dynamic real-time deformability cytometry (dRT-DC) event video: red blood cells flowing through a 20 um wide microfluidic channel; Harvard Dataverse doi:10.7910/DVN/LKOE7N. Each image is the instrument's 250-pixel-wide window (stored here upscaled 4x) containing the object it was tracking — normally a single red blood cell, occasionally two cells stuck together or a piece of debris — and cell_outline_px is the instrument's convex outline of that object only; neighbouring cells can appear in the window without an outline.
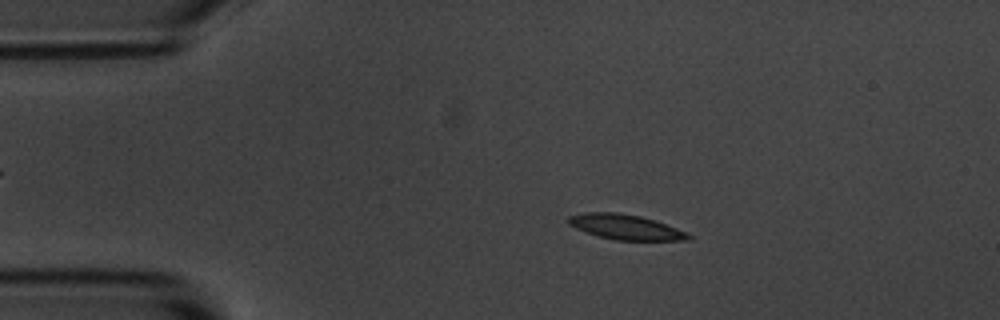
{"species": "common noctule bat (a hibernating species)", "species_latin": "Nyctalus noctula", "temperature_condition": "room temperature", "stored_images_in_passage": 55, "camera_frame_rate_fps": 3000, "um_per_image_px": 0.085, "animal": {"sex": "male", "body_mass_g": 20.1, "forearm_length_mm": 53.5}, "frame": {"image": 1, "passage_image": 10, "time_ms": 3.0, "image_size_px": [1000, 320], "cell_outline_px": [[692, 236], [688, 240], [616, 240], [600, 236], [576, 228], [568, 224], [568, 216], [584, 212], [616, 212], [640, 216], [676, 228]], "centroid_in_image_um": [53.12, 19.29], "position_along_channel_um": 31.9, "area_um2": 17.11}}
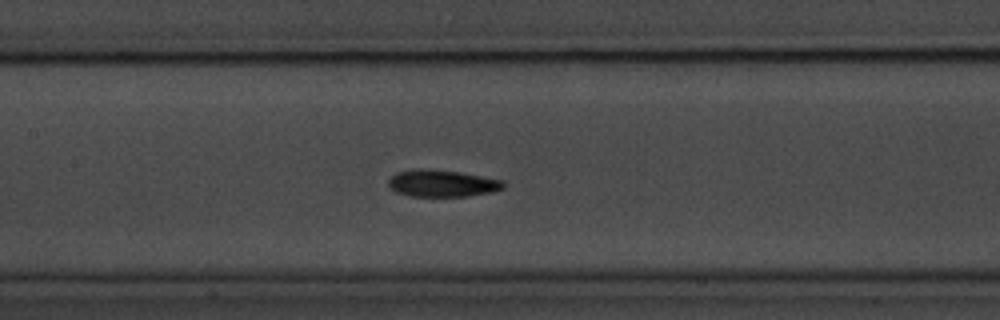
{"frame": {"image": 2, "passage_image": 25, "time_ms": 8.0, "image_size_px": [1000, 320], "cell_outline_px": [[504, 188], [492, 192], [468, 196], [408, 196], [396, 192], [388, 188], [388, 180], [396, 172], [416, 168], [424, 168], [460, 172], [504, 180]], "centroid_in_image_um": [37.55, 15.58], "position_along_channel_um": 169.9, "area_um2": 18.26}}
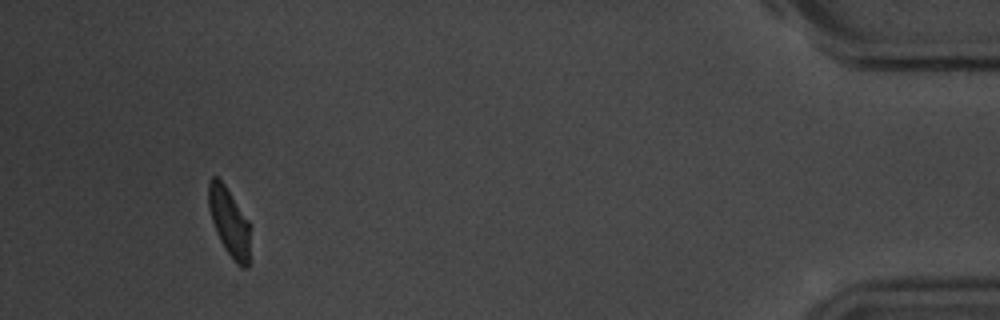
{"frame": {"image": 3, "passage_image": 51, "time_ms": 16.667, "image_size_px": [1000, 320], "cell_outline_px": [[248, 268], [244, 268], [236, 264], [232, 260], [224, 248], [216, 232], [208, 208], [208, 180], [212, 176], [216, 176], [224, 184], [248, 220]], "centroid_in_image_um": [19.44, 18.86], "position_along_channel_um": 415.8, "area_um2": 16.3}, "authors_computed_cell_mechanics": {"area_um2": 17.4556, "velocity_mm_per_s": 3.6361, "shape_relaxation_time_tau1_ms": 2.2029, "shape_relaxation_time_tau2_ms": 2.6505, "deformation_change_tau1": 0.1104, "deformation_change_tau2": 0.0614}}